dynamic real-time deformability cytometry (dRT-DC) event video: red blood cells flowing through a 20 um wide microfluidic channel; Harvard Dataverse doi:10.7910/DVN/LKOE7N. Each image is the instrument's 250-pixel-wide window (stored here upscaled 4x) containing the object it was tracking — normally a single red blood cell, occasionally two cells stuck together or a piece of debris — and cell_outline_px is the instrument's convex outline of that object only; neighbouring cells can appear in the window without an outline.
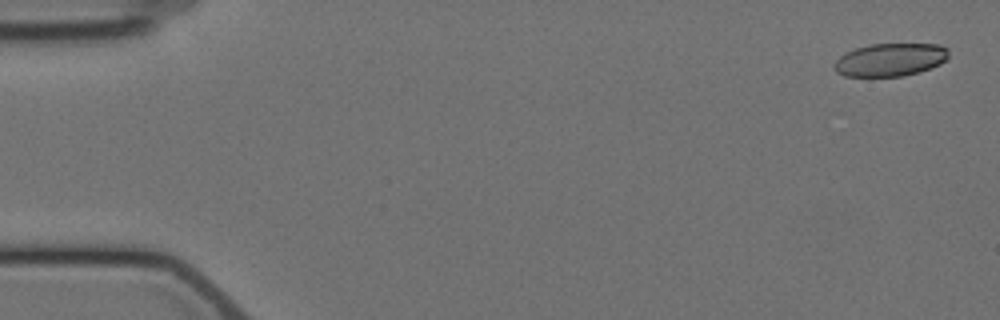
{"species": "Egyptian fruit bat (a non-hibernating species)", "species_latin": "Rousettus aegyptiacus", "temperature_condition": "cold", "stored_images_in_passage": 15, "camera_frame_rate_fps": 3000, "um_per_image_px": 0.085, "animal": {"sex": "female"}, "frame": {"image": 1, "passage_image": 1, "time_ms": 0.0, "image_size_px": [1000, 320], "cell_outline_px": [[948, 56], [940, 64], [920, 72], [904, 76], [844, 76], [836, 72], [832, 68], [836, 60], [840, 56], [856, 48], [872, 44], [940, 44], [948, 48]], "centroid_in_image_um": [75.67, 5.08], "position_along_channel_um": 9.3, "area_um2": 21.96}}
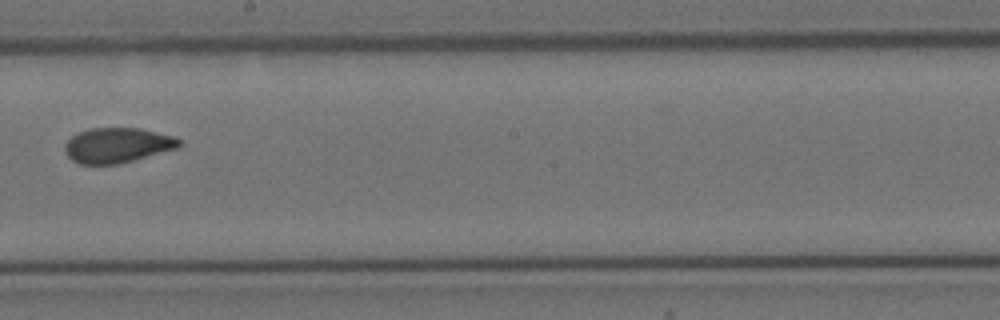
{"frame": {"image": 2, "passage_image": 9, "time_ms": 10.333, "image_size_px": [1000, 320], "cell_outline_px": [[180, 144], [176, 148], [120, 164], [80, 164], [72, 160], [68, 156], [64, 148], [64, 144], [72, 136], [88, 128], [140, 128], [172, 136], [180, 140]], "centroid_in_image_um": [9.93, 12.35], "position_along_channel_um": 238.3, "area_um2": 23.12}}
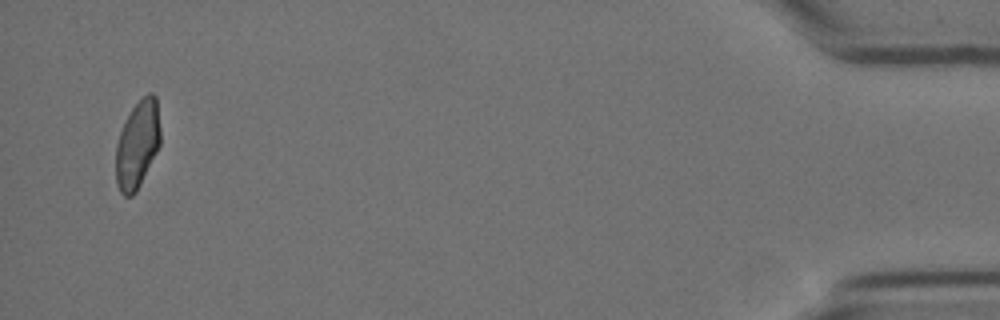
{"frame": {"image": 3, "passage_image": 15, "time_ms": 18.0, "image_size_px": [1000, 320], "cell_outline_px": [[160, 144], [136, 192], [132, 196], [124, 196], [120, 192], [116, 184], [116, 144], [120, 132], [132, 108], [148, 92], [152, 92], [156, 96], [160, 128]], "centroid_in_image_um": [11.68, 12.29], "position_along_channel_um": 423.5, "area_um2": 22.54}, "authors_computed_cell_mechanics": {"area_um2": 23.5246, "velocity_mm_per_s": 3.5251, "shape_relaxation_time_tau1_ms": null, "shape_relaxation_time_tau2_ms": 1.3025, "deformation_change_tau1": null, "deformation_change_tau2": 0.0641}}